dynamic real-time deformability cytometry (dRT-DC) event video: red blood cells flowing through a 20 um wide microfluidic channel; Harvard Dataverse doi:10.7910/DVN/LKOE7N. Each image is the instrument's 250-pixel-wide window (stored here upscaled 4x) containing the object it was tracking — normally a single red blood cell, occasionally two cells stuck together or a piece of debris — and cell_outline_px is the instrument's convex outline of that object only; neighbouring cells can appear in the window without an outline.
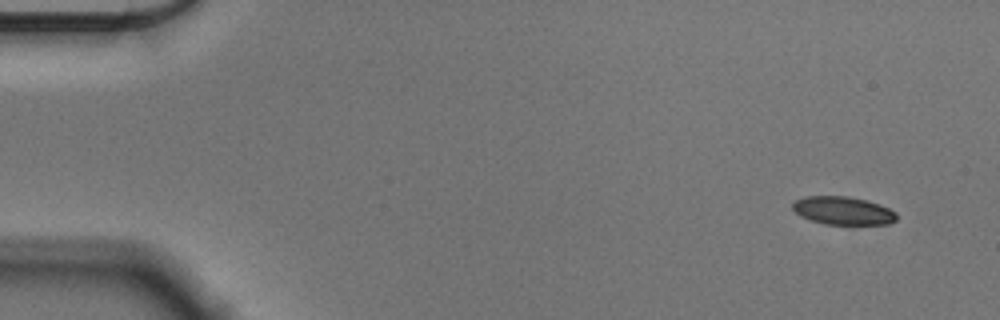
{"species": "Egyptian fruit bat (a non-hibernating species)", "species_latin": "Rousettus aegyptiacus", "temperature_condition": "cold", "stored_images_in_passage": 54, "camera_frame_rate_fps": 3000, "um_per_image_px": 0.085, "animal": {"sex": "male"}, "frame": {"image": 1, "passage_image": 1, "time_ms": 0.0, "image_size_px": [1000, 320], "cell_outline_px": [[896, 220], [888, 224], [824, 224], [800, 216], [792, 208], [792, 204], [796, 200], [808, 196], [848, 196], [868, 200], [880, 204], [896, 212]], "centroid_in_image_um": [71.67, 17.9], "position_along_channel_um": 13.3, "area_um2": 16.99}}
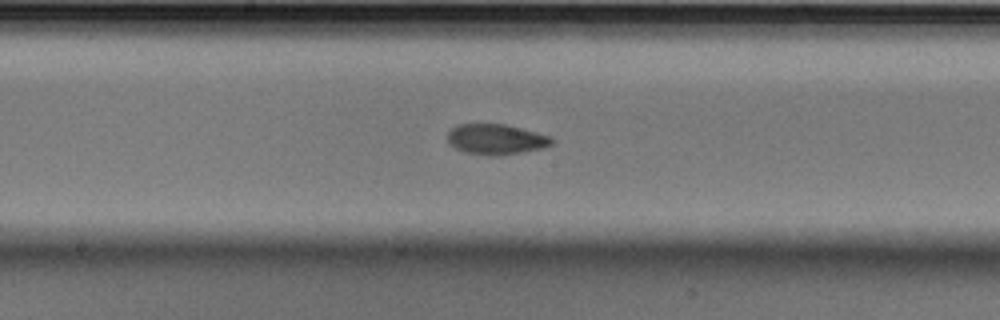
{"frame": {"image": 2, "passage_image": 27, "time_ms": 8.667, "image_size_px": [1000, 320], "cell_outline_px": [[552, 144], [544, 148], [496, 156], [488, 156], [464, 152], [448, 144], [448, 132], [456, 124], [504, 124], [536, 132], [548, 136], [552, 140]], "centroid_in_image_um": [42.11, 11.84], "position_along_channel_um": 206.1, "area_um2": 18.38}}
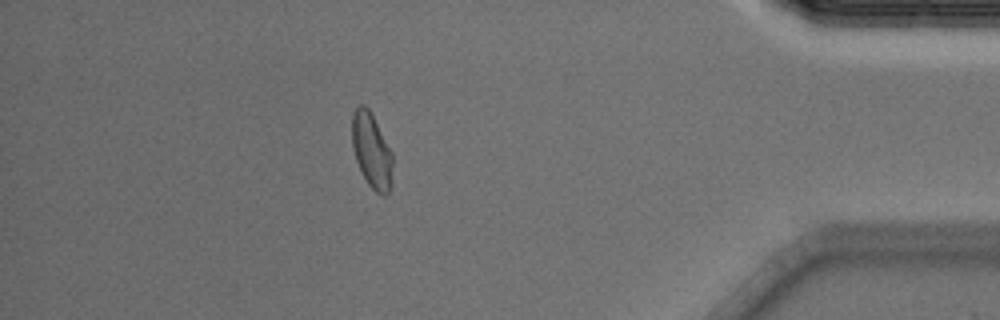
{"frame": {"image": 3, "passage_image": 47, "time_ms": 15.333, "image_size_px": [1000, 320], "cell_outline_px": [[392, 184], [388, 192], [384, 196], [380, 196], [368, 184], [356, 160], [352, 144], [352, 116], [356, 108], [360, 104], [364, 104], [368, 108], [392, 152]], "centroid_in_image_um": [31.6, 12.83], "position_along_channel_um": 403.6, "area_um2": 17.57}, "authors_computed_cell_mechanics": {"area_um2": 18.207, "velocity_mm_per_s": 3.5693, "shape_relaxation_time_tau1_ms": 4.2022, "shape_relaxation_time_tau2_ms": 2.3959, "deformation_change_tau1": 0.1246, "deformation_change_tau2": 0.0756}}